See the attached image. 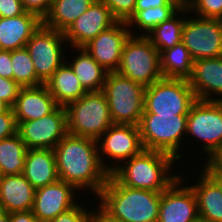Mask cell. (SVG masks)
Instances as JSON below:
<instances>
[{"instance_id":"6da1fadb","label":"cell","mask_w":222,"mask_h":222,"mask_svg":"<svg viewBox=\"0 0 222 222\" xmlns=\"http://www.w3.org/2000/svg\"><path fill=\"white\" fill-rule=\"evenodd\" d=\"M59 180L96 198L110 173L101 163L97 140L67 133L53 149Z\"/></svg>"},{"instance_id":"7a4b0ae2","label":"cell","mask_w":222,"mask_h":222,"mask_svg":"<svg viewBox=\"0 0 222 222\" xmlns=\"http://www.w3.org/2000/svg\"><path fill=\"white\" fill-rule=\"evenodd\" d=\"M112 218L123 222H158L161 193L121 185L111 174L96 197Z\"/></svg>"},{"instance_id":"3957f363","label":"cell","mask_w":222,"mask_h":222,"mask_svg":"<svg viewBox=\"0 0 222 222\" xmlns=\"http://www.w3.org/2000/svg\"><path fill=\"white\" fill-rule=\"evenodd\" d=\"M176 162L169 154L143 149L138 155L119 165L111 175L121 185L129 188L161 193L182 175L177 174V171L172 172L174 166L178 165Z\"/></svg>"},{"instance_id":"277c9868","label":"cell","mask_w":222,"mask_h":222,"mask_svg":"<svg viewBox=\"0 0 222 222\" xmlns=\"http://www.w3.org/2000/svg\"><path fill=\"white\" fill-rule=\"evenodd\" d=\"M187 117L143 113L138 125L143 148L169 154L177 161L185 159L180 152H184L182 141H186Z\"/></svg>"},{"instance_id":"5b68a950","label":"cell","mask_w":222,"mask_h":222,"mask_svg":"<svg viewBox=\"0 0 222 222\" xmlns=\"http://www.w3.org/2000/svg\"><path fill=\"white\" fill-rule=\"evenodd\" d=\"M67 131L71 135L97 140L113 125L104 92L90 91L65 106Z\"/></svg>"},{"instance_id":"8992f818","label":"cell","mask_w":222,"mask_h":222,"mask_svg":"<svg viewBox=\"0 0 222 222\" xmlns=\"http://www.w3.org/2000/svg\"><path fill=\"white\" fill-rule=\"evenodd\" d=\"M145 88L116 71L107 73L102 91L113 124L139 125L144 112Z\"/></svg>"},{"instance_id":"52a82bcc","label":"cell","mask_w":222,"mask_h":222,"mask_svg":"<svg viewBox=\"0 0 222 222\" xmlns=\"http://www.w3.org/2000/svg\"><path fill=\"white\" fill-rule=\"evenodd\" d=\"M116 72L148 87L163 78L160 53L146 36L130 35L124 43Z\"/></svg>"},{"instance_id":"ba28073f","label":"cell","mask_w":222,"mask_h":222,"mask_svg":"<svg viewBox=\"0 0 222 222\" xmlns=\"http://www.w3.org/2000/svg\"><path fill=\"white\" fill-rule=\"evenodd\" d=\"M196 101L187 79L162 78L145 88L143 113L188 115Z\"/></svg>"},{"instance_id":"9c48e42d","label":"cell","mask_w":222,"mask_h":222,"mask_svg":"<svg viewBox=\"0 0 222 222\" xmlns=\"http://www.w3.org/2000/svg\"><path fill=\"white\" fill-rule=\"evenodd\" d=\"M186 136L202 142L205 160L222 148V101L197 100L188 113Z\"/></svg>"},{"instance_id":"30bf717a","label":"cell","mask_w":222,"mask_h":222,"mask_svg":"<svg viewBox=\"0 0 222 222\" xmlns=\"http://www.w3.org/2000/svg\"><path fill=\"white\" fill-rule=\"evenodd\" d=\"M66 44L63 32L47 28L43 25L39 27L27 42L25 48L32 59L37 78L43 84L65 62L66 56L64 55L68 51Z\"/></svg>"},{"instance_id":"8fae6325","label":"cell","mask_w":222,"mask_h":222,"mask_svg":"<svg viewBox=\"0 0 222 222\" xmlns=\"http://www.w3.org/2000/svg\"><path fill=\"white\" fill-rule=\"evenodd\" d=\"M182 42L193 60L221 57L222 19L203 18L195 14L193 17L188 10L182 29Z\"/></svg>"},{"instance_id":"7c38bea8","label":"cell","mask_w":222,"mask_h":222,"mask_svg":"<svg viewBox=\"0 0 222 222\" xmlns=\"http://www.w3.org/2000/svg\"><path fill=\"white\" fill-rule=\"evenodd\" d=\"M97 144L101 163L110 174L144 149L139 126L135 125L113 124L97 139Z\"/></svg>"},{"instance_id":"4fadbf2b","label":"cell","mask_w":222,"mask_h":222,"mask_svg":"<svg viewBox=\"0 0 222 222\" xmlns=\"http://www.w3.org/2000/svg\"><path fill=\"white\" fill-rule=\"evenodd\" d=\"M27 149H54L68 133L65 106H58L50 114L30 121H16Z\"/></svg>"},{"instance_id":"5bb4252c","label":"cell","mask_w":222,"mask_h":222,"mask_svg":"<svg viewBox=\"0 0 222 222\" xmlns=\"http://www.w3.org/2000/svg\"><path fill=\"white\" fill-rule=\"evenodd\" d=\"M184 177L179 176L161 192L158 222H194L199 216L195 193L185 182L190 179Z\"/></svg>"},{"instance_id":"9a60e30c","label":"cell","mask_w":222,"mask_h":222,"mask_svg":"<svg viewBox=\"0 0 222 222\" xmlns=\"http://www.w3.org/2000/svg\"><path fill=\"white\" fill-rule=\"evenodd\" d=\"M117 22L110 8L101 0H95L90 8L68 27L64 37L70 48H83L98 34Z\"/></svg>"},{"instance_id":"2e32d148","label":"cell","mask_w":222,"mask_h":222,"mask_svg":"<svg viewBox=\"0 0 222 222\" xmlns=\"http://www.w3.org/2000/svg\"><path fill=\"white\" fill-rule=\"evenodd\" d=\"M76 192L79 191L73 185L62 180L37 188L32 208L33 215L40 222L52 221L79 203Z\"/></svg>"},{"instance_id":"e0dca14e","label":"cell","mask_w":222,"mask_h":222,"mask_svg":"<svg viewBox=\"0 0 222 222\" xmlns=\"http://www.w3.org/2000/svg\"><path fill=\"white\" fill-rule=\"evenodd\" d=\"M131 35L126 22L118 21L98 34L83 48L108 72H115L120 65L124 43Z\"/></svg>"},{"instance_id":"ac0fdd59","label":"cell","mask_w":222,"mask_h":222,"mask_svg":"<svg viewBox=\"0 0 222 222\" xmlns=\"http://www.w3.org/2000/svg\"><path fill=\"white\" fill-rule=\"evenodd\" d=\"M187 80L197 100L222 101V56L194 60Z\"/></svg>"},{"instance_id":"d6986e66","label":"cell","mask_w":222,"mask_h":222,"mask_svg":"<svg viewBox=\"0 0 222 222\" xmlns=\"http://www.w3.org/2000/svg\"><path fill=\"white\" fill-rule=\"evenodd\" d=\"M59 105L45 84L21 87L12 107L16 121L39 119L53 112Z\"/></svg>"},{"instance_id":"ffe728a7","label":"cell","mask_w":222,"mask_h":222,"mask_svg":"<svg viewBox=\"0 0 222 222\" xmlns=\"http://www.w3.org/2000/svg\"><path fill=\"white\" fill-rule=\"evenodd\" d=\"M41 25L42 20L29 12L17 17H0V49L13 51L25 48Z\"/></svg>"},{"instance_id":"44dd1931","label":"cell","mask_w":222,"mask_h":222,"mask_svg":"<svg viewBox=\"0 0 222 222\" xmlns=\"http://www.w3.org/2000/svg\"><path fill=\"white\" fill-rule=\"evenodd\" d=\"M35 192L22 173L3 175L0 180V210L8 213L32 210Z\"/></svg>"},{"instance_id":"7402d4cb","label":"cell","mask_w":222,"mask_h":222,"mask_svg":"<svg viewBox=\"0 0 222 222\" xmlns=\"http://www.w3.org/2000/svg\"><path fill=\"white\" fill-rule=\"evenodd\" d=\"M199 171L195 182H188H191L190 186L197 199L198 214L204 219L222 222V190L203 168Z\"/></svg>"},{"instance_id":"603a6c76","label":"cell","mask_w":222,"mask_h":222,"mask_svg":"<svg viewBox=\"0 0 222 222\" xmlns=\"http://www.w3.org/2000/svg\"><path fill=\"white\" fill-rule=\"evenodd\" d=\"M22 174L35 189L58 181L54 150L27 149Z\"/></svg>"},{"instance_id":"cb8c5ba5","label":"cell","mask_w":222,"mask_h":222,"mask_svg":"<svg viewBox=\"0 0 222 222\" xmlns=\"http://www.w3.org/2000/svg\"><path fill=\"white\" fill-rule=\"evenodd\" d=\"M71 50L76 51L72 53L76 56L71 53L68 56L66 54L65 62L72 68L79 82L88 92L101 91L108 71L98 64L84 48L71 47Z\"/></svg>"},{"instance_id":"d4e9b609","label":"cell","mask_w":222,"mask_h":222,"mask_svg":"<svg viewBox=\"0 0 222 222\" xmlns=\"http://www.w3.org/2000/svg\"><path fill=\"white\" fill-rule=\"evenodd\" d=\"M45 85L59 106H66L88 92L66 62L52 74Z\"/></svg>"},{"instance_id":"484cf974","label":"cell","mask_w":222,"mask_h":222,"mask_svg":"<svg viewBox=\"0 0 222 222\" xmlns=\"http://www.w3.org/2000/svg\"><path fill=\"white\" fill-rule=\"evenodd\" d=\"M95 0H52L47 15L42 20V25L65 32L69 26L86 10Z\"/></svg>"},{"instance_id":"4316f807","label":"cell","mask_w":222,"mask_h":222,"mask_svg":"<svg viewBox=\"0 0 222 222\" xmlns=\"http://www.w3.org/2000/svg\"><path fill=\"white\" fill-rule=\"evenodd\" d=\"M194 60L181 41L160 53V70L163 78L188 79Z\"/></svg>"},{"instance_id":"83f0119b","label":"cell","mask_w":222,"mask_h":222,"mask_svg":"<svg viewBox=\"0 0 222 222\" xmlns=\"http://www.w3.org/2000/svg\"><path fill=\"white\" fill-rule=\"evenodd\" d=\"M185 16H188V7L186 5L182 6L173 16L156 26L146 35L159 53L182 41Z\"/></svg>"},{"instance_id":"f1b7e54d","label":"cell","mask_w":222,"mask_h":222,"mask_svg":"<svg viewBox=\"0 0 222 222\" xmlns=\"http://www.w3.org/2000/svg\"><path fill=\"white\" fill-rule=\"evenodd\" d=\"M26 151L27 147L18 132L0 140L1 175L21 174L24 169Z\"/></svg>"},{"instance_id":"f546056e","label":"cell","mask_w":222,"mask_h":222,"mask_svg":"<svg viewBox=\"0 0 222 222\" xmlns=\"http://www.w3.org/2000/svg\"><path fill=\"white\" fill-rule=\"evenodd\" d=\"M181 7L182 6H158L154 8L150 7L142 11H134V14L126 21L131 35L146 36L156 26L173 16Z\"/></svg>"},{"instance_id":"4dcf8cb0","label":"cell","mask_w":222,"mask_h":222,"mask_svg":"<svg viewBox=\"0 0 222 222\" xmlns=\"http://www.w3.org/2000/svg\"><path fill=\"white\" fill-rule=\"evenodd\" d=\"M13 80L21 87H34L43 83L37 78L34 64L26 48L11 51Z\"/></svg>"},{"instance_id":"1f68e13d","label":"cell","mask_w":222,"mask_h":222,"mask_svg":"<svg viewBox=\"0 0 222 222\" xmlns=\"http://www.w3.org/2000/svg\"><path fill=\"white\" fill-rule=\"evenodd\" d=\"M186 6L196 16L222 19V0H188Z\"/></svg>"},{"instance_id":"d6a6232c","label":"cell","mask_w":222,"mask_h":222,"mask_svg":"<svg viewBox=\"0 0 222 222\" xmlns=\"http://www.w3.org/2000/svg\"><path fill=\"white\" fill-rule=\"evenodd\" d=\"M90 207L89 205L88 209L84 203H78L75 207L59 214L50 222H94L95 208L91 210Z\"/></svg>"},{"instance_id":"836d02e7","label":"cell","mask_w":222,"mask_h":222,"mask_svg":"<svg viewBox=\"0 0 222 222\" xmlns=\"http://www.w3.org/2000/svg\"><path fill=\"white\" fill-rule=\"evenodd\" d=\"M118 20L126 22L133 14L136 0H101Z\"/></svg>"},{"instance_id":"e575fe53","label":"cell","mask_w":222,"mask_h":222,"mask_svg":"<svg viewBox=\"0 0 222 222\" xmlns=\"http://www.w3.org/2000/svg\"><path fill=\"white\" fill-rule=\"evenodd\" d=\"M20 89L21 86L13 79L0 76V100L4 101L10 108L14 106Z\"/></svg>"},{"instance_id":"d590c367","label":"cell","mask_w":222,"mask_h":222,"mask_svg":"<svg viewBox=\"0 0 222 222\" xmlns=\"http://www.w3.org/2000/svg\"><path fill=\"white\" fill-rule=\"evenodd\" d=\"M17 123L12 108L0 113V140L17 133Z\"/></svg>"},{"instance_id":"8d00e7d4","label":"cell","mask_w":222,"mask_h":222,"mask_svg":"<svg viewBox=\"0 0 222 222\" xmlns=\"http://www.w3.org/2000/svg\"><path fill=\"white\" fill-rule=\"evenodd\" d=\"M26 12L37 15L41 20L47 15L52 0H21Z\"/></svg>"},{"instance_id":"74e56055","label":"cell","mask_w":222,"mask_h":222,"mask_svg":"<svg viewBox=\"0 0 222 222\" xmlns=\"http://www.w3.org/2000/svg\"><path fill=\"white\" fill-rule=\"evenodd\" d=\"M25 12L21 0H0V17H17Z\"/></svg>"},{"instance_id":"f35d334b","label":"cell","mask_w":222,"mask_h":222,"mask_svg":"<svg viewBox=\"0 0 222 222\" xmlns=\"http://www.w3.org/2000/svg\"><path fill=\"white\" fill-rule=\"evenodd\" d=\"M201 166L199 168H203L209 175H222V148L215 151Z\"/></svg>"},{"instance_id":"ab89813d","label":"cell","mask_w":222,"mask_h":222,"mask_svg":"<svg viewBox=\"0 0 222 222\" xmlns=\"http://www.w3.org/2000/svg\"><path fill=\"white\" fill-rule=\"evenodd\" d=\"M158 6H181L174 0H136L134 11H142L148 8Z\"/></svg>"},{"instance_id":"60d3db41","label":"cell","mask_w":222,"mask_h":222,"mask_svg":"<svg viewBox=\"0 0 222 222\" xmlns=\"http://www.w3.org/2000/svg\"><path fill=\"white\" fill-rule=\"evenodd\" d=\"M0 76L6 79H13L11 64V51L0 49Z\"/></svg>"},{"instance_id":"b9f144b4","label":"cell","mask_w":222,"mask_h":222,"mask_svg":"<svg viewBox=\"0 0 222 222\" xmlns=\"http://www.w3.org/2000/svg\"><path fill=\"white\" fill-rule=\"evenodd\" d=\"M10 222H40L34 215L32 210L11 212Z\"/></svg>"},{"instance_id":"7bdbcfd3","label":"cell","mask_w":222,"mask_h":222,"mask_svg":"<svg viewBox=\"0 0 222 222\" xmlns=\"http://www.w3.org/2000/svg\"><path fill=\"white\" fill-rule=\"evenodd\" d=\"M94 222H123L109 216L99 205L95 206Z\"/></svg>"},{"instance_id":"ee69618b","label":"cell","mask_w":222,"mask_h":222,"mask_svg":"<svg viewBox=\"0 0 222 222\" xmlns=\"http://www.w3.org/2000/svg\"><path fill=\"white\" fill-rule=\"evenodd\" d=\"M0 222H10V213L0 210Z\"/></svg>"},{"instance_id":"f6af8a7d","label":"cell","mask_w":222,"mask_h":222,"mask_svg":"<svg viewBox=\"0 0 222 222\" xmlns=\"http://www.w3.org/2000/svg\"><path fill=\"white\" fill-rule=\"evenodd\" d=\"M220 186L222 190V175H210Z\"/></svg>"},{"instance_id":"bcb514c9","label":"cell","mask_w":222,"mask_h":222,"mask_svg":"<svg viewBox=\"0 0 222 222\" xmlns=\"http://www.w3.org/2000/svg\"><path fill=\"white\" fill-rule=\"evenodd\" d=\"M10 107L2 100H0V113L7 111Z\"/></svg>"},{"instance_id":"7dc6e473","label":"cell","mask_w":222,"mask_h":222,"mask_svg":"<svg viewBox=\"0 0 222 222\" xmlns=\"http://www.w3.org/2000/svg\"><path fill=\"white\" fill-rule=\"evenodd\" d=\"M194 222H214V221L207 220V219H204V218L198 216Z\"/></svg>"},{"instance_id":"c3c4849f","label":"cell","mask_w":222,"mask_h":222,"mask_svg":"<svg viewBox=\"0 0 222 222\" xmlns=\"http://www.w3.org/2000/svg\"><path fill=\"white\" fill-rule=\"evenodd\" d=\"M177 1L181 6H185L188 0H174Z\"/></svg>"}]
</instances>
